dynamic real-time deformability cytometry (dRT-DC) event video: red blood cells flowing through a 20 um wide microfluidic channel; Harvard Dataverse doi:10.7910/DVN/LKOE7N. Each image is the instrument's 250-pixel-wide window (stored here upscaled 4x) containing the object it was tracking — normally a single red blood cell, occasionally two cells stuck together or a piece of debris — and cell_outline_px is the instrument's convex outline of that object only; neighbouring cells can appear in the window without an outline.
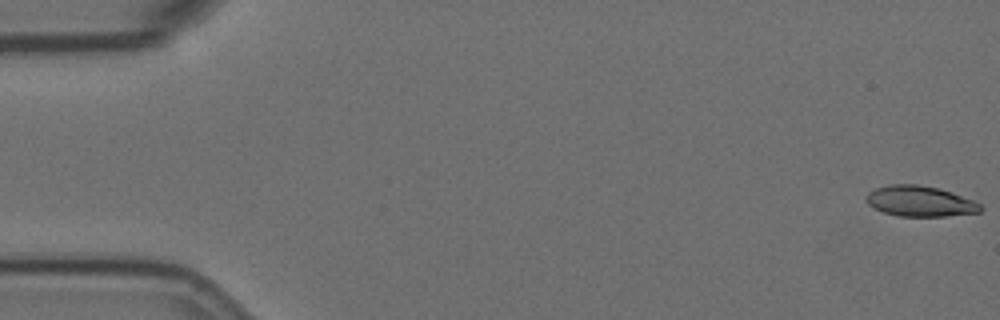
{"species": "Egyptian fruit bat (a non-hibernating species)", "species_latin": "Rousettus aegyptiacus", "temperature_condition": "room temperature", "stored_images_in_passage": 15, "camera_frame_rate_fps": 3000, "um_per_image_px": 0.085, "animal": {"sex": "female"}, "frame": {"image": 1, "passage_image": 1, "time_ms": 0.0, "image_size_px": [1000, 320], "cell_outline_px": [[984, 208], [980, 212], [948, 216], [900, 216], [884, 212], [872, 208], [864, 200], [864, 196], [868, 192], [876, 188], [888, 184], [916, 184], [940, 188], [952, 192], [972, 200], [980, 204]], "centroid_in_image_um": [78.17, 17.1], "position_along_channel_um": 6.8, "area_um2": 20.58}}